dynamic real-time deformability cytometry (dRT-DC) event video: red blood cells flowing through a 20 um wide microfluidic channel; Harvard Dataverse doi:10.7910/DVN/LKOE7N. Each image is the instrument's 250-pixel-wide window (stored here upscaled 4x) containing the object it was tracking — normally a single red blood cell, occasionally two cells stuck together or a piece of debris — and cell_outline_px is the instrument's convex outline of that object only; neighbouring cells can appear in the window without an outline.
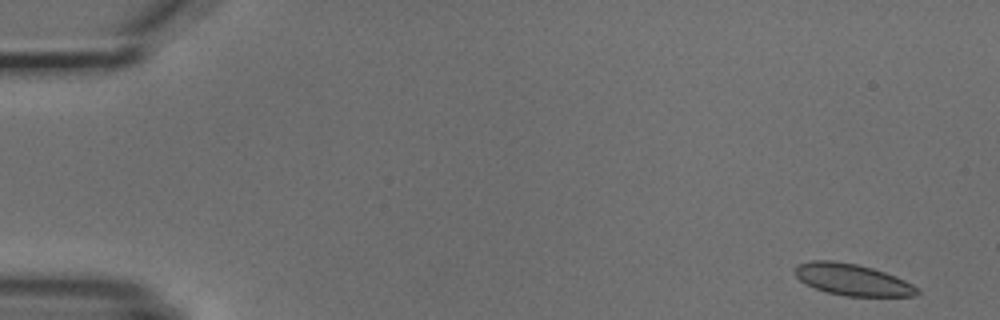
{"species": "common noctule bat (a hibernating species)", "species_latin": "Nyctalus noctula", "temperature_condition": "cold", "stored_images_in_passage": 6, "camera_frame_rate_fps": 3000, "um_per_image_px": 0.085, "animal": {"sex": "male", "body_mass_g": 18.8}, "frame": {"image": 1, "passage_image": 1, "time_ms": 0.0, "image_size_px": [1000, 320], "cell_outline_px": [[920, 292], [916, 296], [848, 296], [828, 292], [816, 288], [800, 280], [796, 276], [796, 264], [812, 260], [832, 260], [856, 264], [872, 268], [896, 276], [920, 288]], "centroid_in_image_um": [72.49, 23.77], "position_along_channel_um": 12.5, "area_um2": 22.31}}
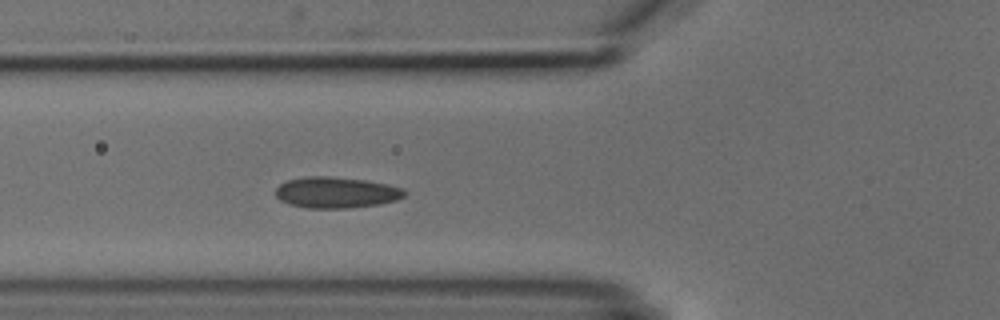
{"frame": {"image": 2, "passage_image": 6, "time_ms": 5.667, "image_size_px": [1000, 320], "cell_outline_px": [[404, 196], [396, 200], [380, 204], [348, 208], [308, 208], [288, 204], [280, 200], [276, 196], [276, 188], [280, 184], [288, 180], [308, 176], [328, 176], [368, 180], [388, 184], [404, 188]], "centroid_in_image_um": [28.58, 16.36], "position_along_channel_um": 97.2, "area_um2": 23.41}}